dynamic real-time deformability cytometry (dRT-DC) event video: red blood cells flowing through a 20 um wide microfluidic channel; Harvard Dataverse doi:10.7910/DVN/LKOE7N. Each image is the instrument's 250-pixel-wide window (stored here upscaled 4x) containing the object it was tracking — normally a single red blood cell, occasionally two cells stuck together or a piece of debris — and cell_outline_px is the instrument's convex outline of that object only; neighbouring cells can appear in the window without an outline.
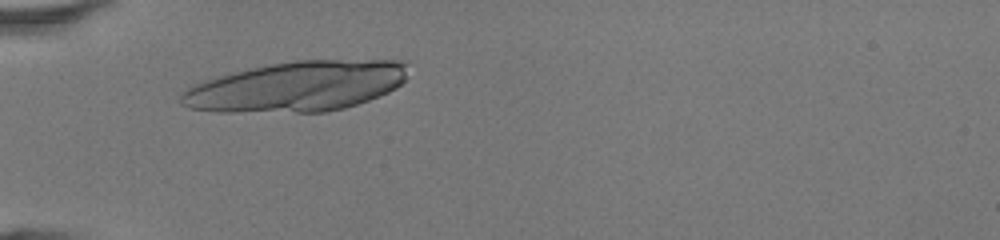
{"species": "human", "species_latin": "Homo sapiens", "temperature_condition": "room temperature", "stored_images_in_passage": 3, "camera_frame_rate_fps": 3000, "um_per_image_px": 0.085, "donor": {"sex": "female"}, "frame": {"image": 1, "passage_image": 1, "time_ms": 0.0, "image_size_px": [1000, 240], "cell_outline_px": [[404, 80], [400, 84], [376, 96], [352, 104], [336, 108], [312, 112], [308, 112], [200, 108], [192, 92], [196, 88], [204, 84], [216, 80], [244, 72], [280, 64], [400, 64]], "centroid_in_image_um": [25.45, 7.41], "position_along_channel_um": 59.6, "area_um2": 56.18}}